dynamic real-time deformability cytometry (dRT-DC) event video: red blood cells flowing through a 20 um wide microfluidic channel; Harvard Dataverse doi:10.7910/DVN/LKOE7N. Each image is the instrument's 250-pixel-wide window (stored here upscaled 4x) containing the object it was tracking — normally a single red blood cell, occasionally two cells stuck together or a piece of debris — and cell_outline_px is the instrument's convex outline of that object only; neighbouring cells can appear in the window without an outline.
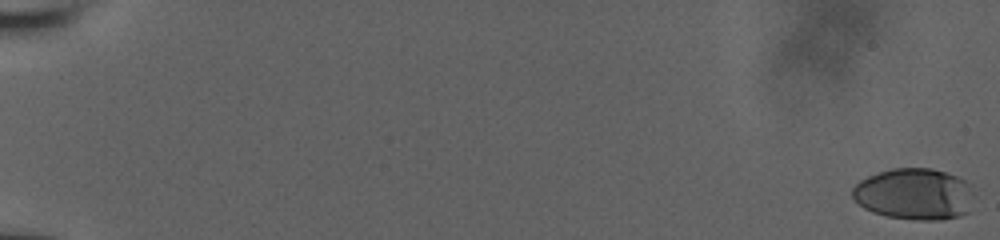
{"species": "human", "species_latin": "Homo sapiens", "temperature_condition": "room temperature", "stored_images_in_passage": 29, "camera_frame_rate_fps": 3000, "um_per_image_px": 0.085, "donor": {"sex": "male"}, "frame": {"image": 1, "passage_image": 1, "time_ms": 0.0, "image_size_px": [1000, 240], "cell_outline_px": [[976, 196], [968, 212], [960, 216], [940, 220], [916, 220], [888, 216], [872, 212], [864, 208], [852, 196], [852, 188], [860, 180], [876, 172], [892, 168], [932, 168], [956, 176], [972, 184], [976, 192]], "centroid_in_image_um": [77.78, 16.49], "position_along_channel_um": 7.2, "area_um2": 37.05}}
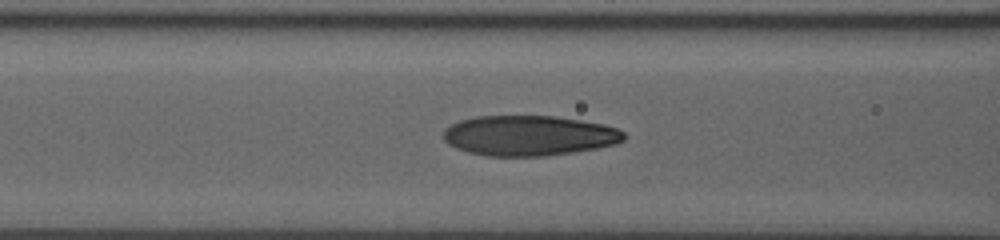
{"frame": {"image": 2, "passage_image": 21, "time_ms": 9.0, "image_size_px": [1000, 240], "cell_outline_px": [[628, 136], [624, 140], [616, 144], [596, 148], [548, 156], [484, 156], [468, 152], [456, 148], [448, 144], [444, 140], [444, 132], [452, 124], [460, 120], [476, 116], [556, 116], [604, 124], [616, 128], [624, 132]], "centroid_in_image_um": [44.99, 11.53], "position_along_channel_um": 121.6, "area_um2": 42.43}}
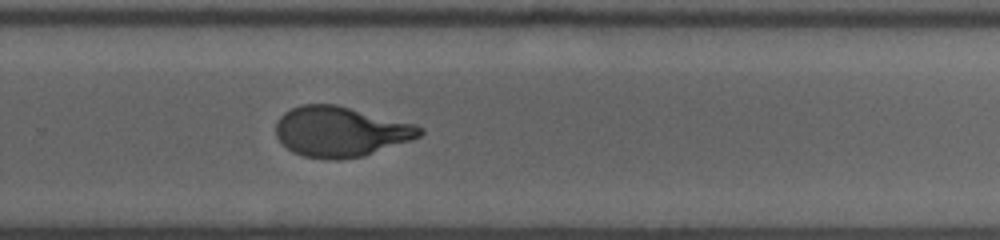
{"frame": {"image": 3, "passage_image": 29, "time_ms": 13.667, "image_size_px": [1000, 240], "cell_outline_px": [[424, 132], [420, 136], [412, 140], [364, 156], [340, 160], [328, 160], [304, 156], [292, 152], [276, 136], [276, 120], [284, 112], [300, 104], [336, 104], [416, 124], [424, 128]], "centroid_in_image_um": [28.96, 11.19], "position_along_channel_um": 300.8, "area_um2": 42.43}}